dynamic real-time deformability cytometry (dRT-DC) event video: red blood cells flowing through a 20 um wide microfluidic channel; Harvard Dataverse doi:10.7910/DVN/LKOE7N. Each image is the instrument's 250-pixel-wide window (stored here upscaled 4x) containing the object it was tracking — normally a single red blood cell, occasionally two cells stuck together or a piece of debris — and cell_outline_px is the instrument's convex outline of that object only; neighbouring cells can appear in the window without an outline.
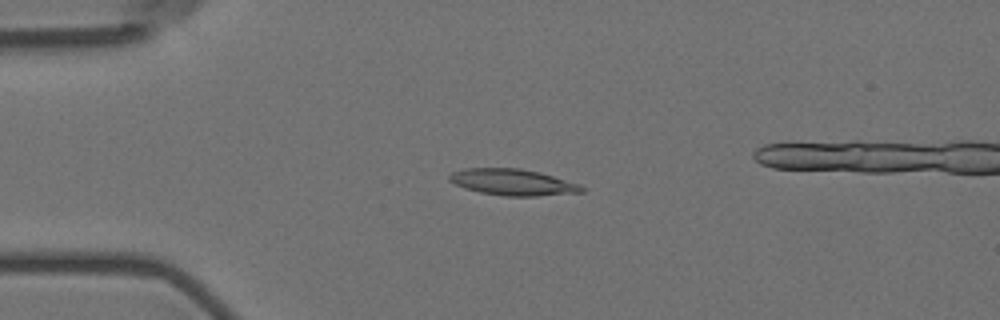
{"species": "Egyptian fruit bat (a non-hibernating species)", "species_latin": "Rousettus aegyptiacus", "temperature_condition": "room temperature", "stored_images_in_passage": 6, "camera_frame_rate_fps": 3000, "um_per_image_px": 0.085, "animal": {"sex": "female"}, "frame": {"image": 1, "passage_image": 4, "time_ms": 1.0, "image_size_px": [1000, 320], "cell_outline_px": [[584, 192], [536, 196], [504, 196], [480, 192], [464, 188], [448, 180], [448, 176], [452, 172], [464, 168], [520, 168], [540, 172], [580, 184], [584, 188]], "centroid_in_image_um": [43.58, 15.48], "position_along_channel_um": 41.4, "area_um2": 20.35}}